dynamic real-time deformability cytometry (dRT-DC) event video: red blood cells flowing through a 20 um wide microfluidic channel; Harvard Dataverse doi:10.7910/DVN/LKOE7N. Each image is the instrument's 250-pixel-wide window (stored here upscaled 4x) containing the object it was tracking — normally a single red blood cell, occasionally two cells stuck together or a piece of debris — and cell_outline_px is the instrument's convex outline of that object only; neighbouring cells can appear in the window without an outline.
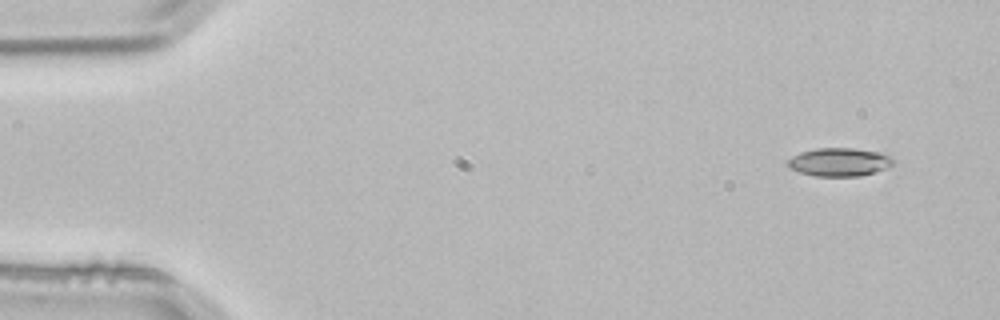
{"species": "common noctule bat (a hibernating species)", "species_latin": "Nyctalus noctula", "temperature_condition": "room temperature", "stored_images_in_passage": 4, "camera_frame_rate_fps": 3000, "um_per_image_px": 0.085, "animal": {"sex": "male", "body_mass_g": 21.5, "forearm_length_mm": 52.0}, "frame": {"image": 1, "passage_image": 1, "time_ms": 0.0, "image_size_px": [1000, 320], "cell_outline_px": [[896, 160], [888, 168], [876, 172], [860, 176], [816, 176], [800, 172], [788, 168], [788, 160], [792, 156], [800, 152], [816, 148], [852, 148], [884, 152], [892, 156]], "centroid_in_image_um": [71.4, 13.76], "position_along_channel_um": 13.6, "area_um2": 17.69}}
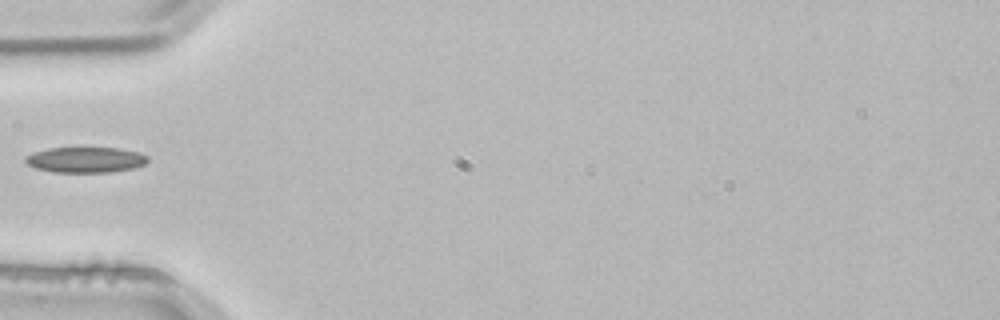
{"frame": {"image": 2, "passage_image": 4, "time_ms": 1.0, "image_size_px": [1000, 320], "cell_outline_px": [[148, 160], [144, 164], [132, 168], [108, 172], [52, 172], [36, 168], [28, 164], [24, 160], [24, 156], [48, 148], [120, 148], [136, 152], [148, 156]], "centroid_in_image_um": [7.25, 13.58], "position_along_channel_um": 77.8, "area_um2": 18.03}}